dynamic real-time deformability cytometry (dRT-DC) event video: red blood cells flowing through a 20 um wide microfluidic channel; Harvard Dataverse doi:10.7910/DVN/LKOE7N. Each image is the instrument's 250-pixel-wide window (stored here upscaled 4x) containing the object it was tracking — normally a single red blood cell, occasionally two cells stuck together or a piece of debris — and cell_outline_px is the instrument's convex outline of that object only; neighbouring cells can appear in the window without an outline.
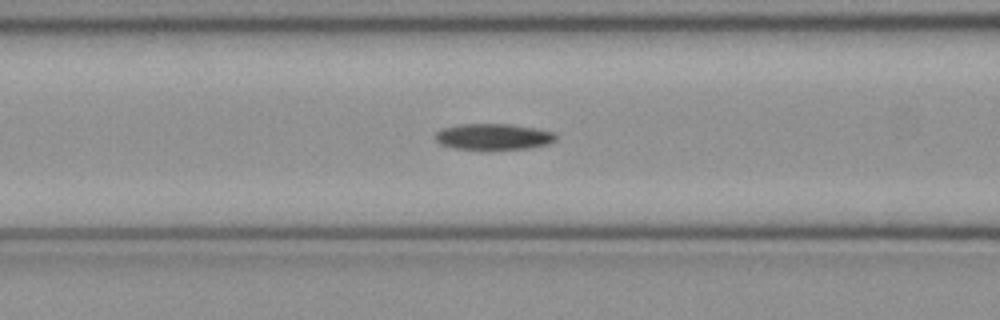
{"species": "common noctule bat (a hibernating species)", "species_latin": "Nyctalus noctula", "temperature_condition": "cold", "stored_images_in_passage": 48, "camera_frame_rate_fps": 3000, "um_per_image_px": 0.085, "animal": {"sex": "female", "body_mass_g": 21.9}, "frame": {"image": 1, "passage_image": 18, "time_ms": 5.667, "image_size_px": [1000, 320], "cell_outline_px": [[556, 140], [548, 144], [528, 148], [452, 148], [440, 144], [436, 140], [436, 132], [444, 128], [460, 124], [508, 124], [536, 128], [556, 132]], "centroid_in_image_um": [41.97, 11.6], "position_along_channel_um": 124.6, "area_um2": 17.98}}
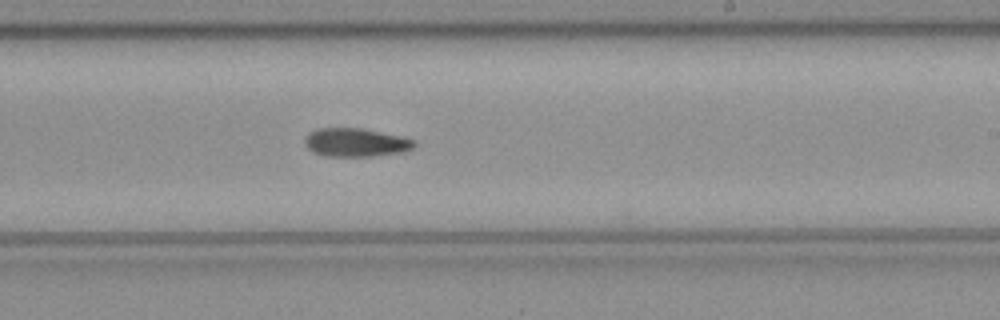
{"frame": {"image": 2, "passage_image": 28, "time_ms": 9.0, "image_size_px": [1000, 320], "cell_outline_px": [[416, 144], [412, 148], [404, 152], [372, 156], [324, 156], [308, 148], [304, 144], [304, 140], [308, 132], [320, 128], [364, 128], [404, 136], [416, 140]], "centroid_in_image_um": [30.28, 12.09], "position_along_channel_um": 258.7, "area_um2": 18.38}}
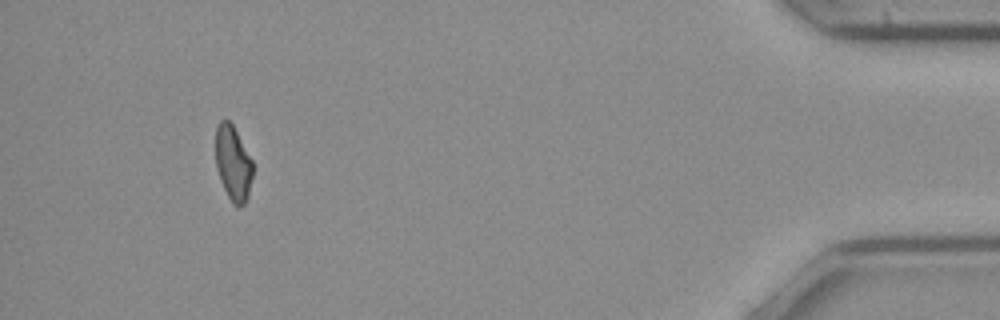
{"frame": {"image": 3, "passage_image": 45, "time_ms": 14.667, "image_size_px": [1000, 320], "cell_outline_px": [[252, 176], [248, 196], [244, 204], [232, 204], [220, 180], [216, 168], [216, 124], [220, 120], [228, 120], [232, 124], [252, 160]], "centroid_in_image_um": [19.79, 13.85], "position_along_channel_um": 415.4, "area_um2": 16.01}, "authors_computed_cell_mechanics": {"area_um2": 17.9469, "velocity_mm_per_s": 4.0133, "shape_relaxation_time_tau1_ms": 7.6217, "shape_relaxation_time_tau2_ms": null, "deformation_change_tau1": 0.1602, "deformation_change_tau2": null}}